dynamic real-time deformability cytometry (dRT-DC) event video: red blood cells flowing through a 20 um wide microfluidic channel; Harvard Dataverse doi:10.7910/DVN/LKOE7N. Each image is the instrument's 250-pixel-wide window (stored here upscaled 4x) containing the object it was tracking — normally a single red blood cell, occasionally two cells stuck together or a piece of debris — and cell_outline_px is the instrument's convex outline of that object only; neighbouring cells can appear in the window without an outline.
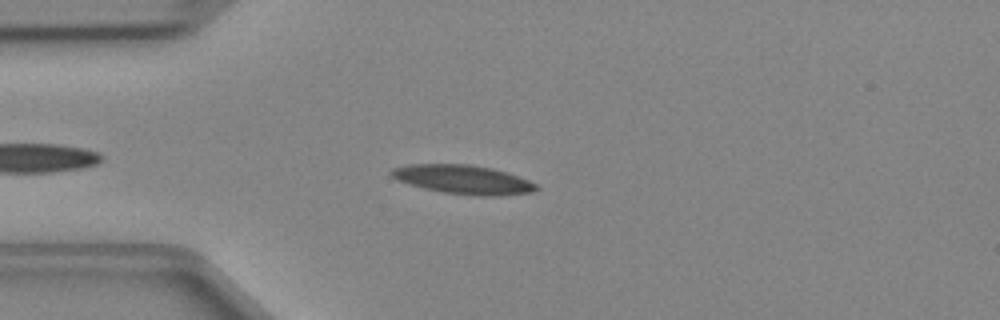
{"species": "Egyptian fruit bat (a non-hibernating species)", "species_latin": "Rousettus aegyptiacus", "temperature_condition": "cold", "stored_images_in_passage": 38, "camera_frame_rate_fps": 3000, "um_per_image_px": 0.085, "animal": {"sex": "female"}, "frame": {"image": 1, "passage_image": 6, "time_ms": 1.667, "image_size_px": [1000, 320], "cell_outline_px": [[540, 188], [532, 192], [500, 196], [476, 196], [444, 192], [424, 188], [408, 184], [396, 180], [388, 172], [392, 168], [408, 164], [472, 164], [492, 168], [528, 180], [536, 184]], "centroid_in_image_um": [39.34, 15.26], "position_along_channel_um": 45.7, "area_um2": 24.51}}
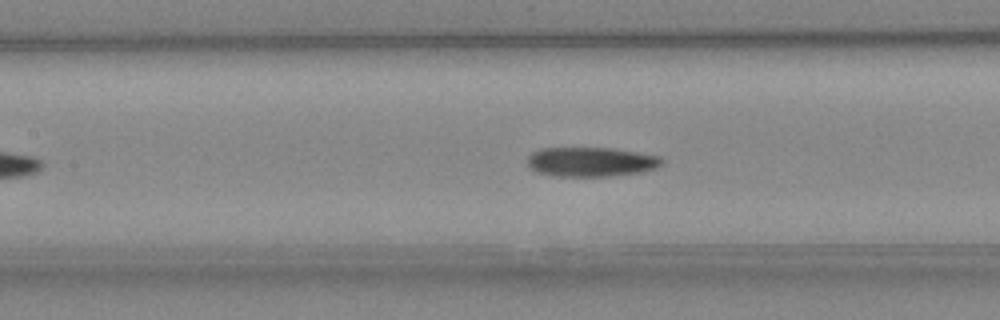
{"frame": {"image": 2, "passage_image": 15, "time_ms": 4.667, "image_size_px": [1000, 320], "cell_outline_px": [[664, 164], [656, 168], [640, 172], [608, 176], [552, 176], [536, 172], [528, 168], [528, 156], [532, 152], [540, 148], [612, 148], [660, 156], [664, 160]], "centroid_in_image_um": [50.22, 13.76], "position_along_channel_um": 157.2, "area_um2": 23.24}}
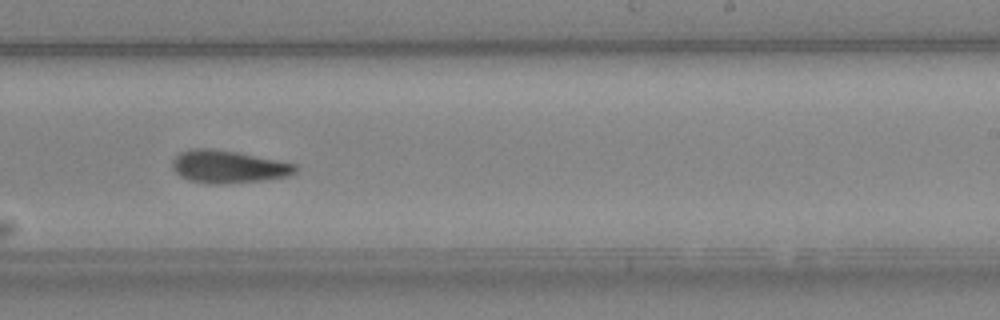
{"frame": {"image": 3, "passage_image": 23, "time_ms": 7.333, "image_size_px": [1000, 320], "cell_outline_px": [[296, 172], [288, 176], [264, 180], [228, 184], [208, 184], [188, 180], [180, 176], [172, 168], [172, 160], [180, 152], [192, 148], [212, 148], [236, 152], [296, 164]], "centroid_in_image_um": [19.36, 14.18], "position_along_channel_um": 269.6, "area_um2": 23.47}}